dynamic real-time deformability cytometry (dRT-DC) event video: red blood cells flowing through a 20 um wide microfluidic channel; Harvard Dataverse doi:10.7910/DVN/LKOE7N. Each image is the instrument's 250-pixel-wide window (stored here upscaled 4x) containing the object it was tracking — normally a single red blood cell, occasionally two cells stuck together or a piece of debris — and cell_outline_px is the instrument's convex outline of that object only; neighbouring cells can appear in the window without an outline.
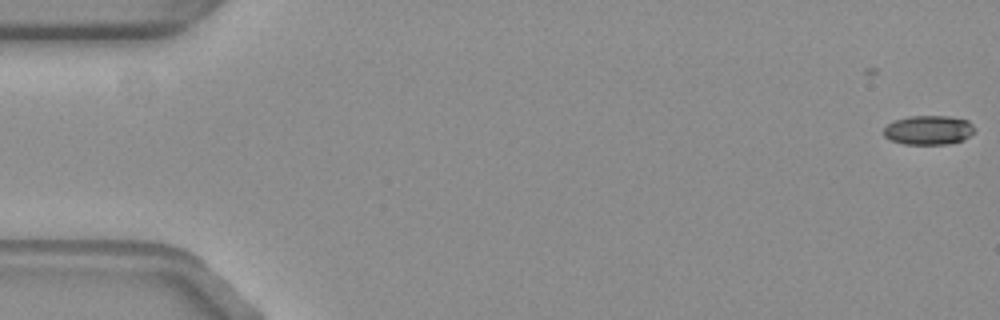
{"species": "common noctule bat (a hibernating species)", "species_latin": "Nyctalus noctula", "temperature_condition": "warm", "stored_images_in_passage": 2, "camera_frame_rate_fps": 3000, "um_per_image_px": 0.085, "animal": {"sex": "female", "body_mass_g": 19.3, "forearm_length_mm": 54.1}, "frame": {"image": 1, "passage_image": 2, "time_ms": 0.333, "image_size_px": [1000, 320], "cell_outline_px": [[976, 128], [964, 140], [948, 144], [904, 144], [892, 140], [884, 136], [884, 128], [888, 124], [896, 120], [908, 116], [948, 116], [968, 120]], "centroid_in_image_um": [78.94, 11.05], "position_along_channel_um": 6.1, "area_um2": 15.43}}